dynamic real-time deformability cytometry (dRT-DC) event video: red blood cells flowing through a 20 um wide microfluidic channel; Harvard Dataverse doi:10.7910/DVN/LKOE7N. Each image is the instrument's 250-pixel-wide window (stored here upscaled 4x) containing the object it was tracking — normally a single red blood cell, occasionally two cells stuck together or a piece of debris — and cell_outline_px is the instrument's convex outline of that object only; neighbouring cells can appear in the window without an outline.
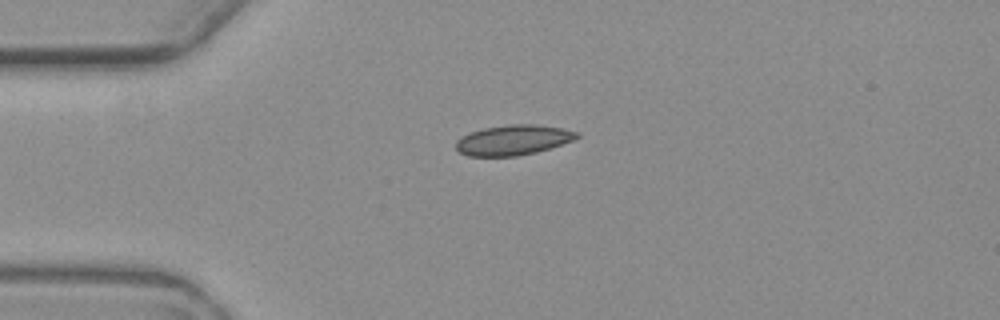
{"species": "common noctule bat (a hibernating species)", "species_latin": "Nyctalus noctula", "temperature_condition": "warm", "stored_images_in_passage": 2, "camera_frame_rate_fps": 3000, "um_per_image_px": 0.085, "animal": {"sex": "female", "body_mass_g": 19.3, "forearm_length_mm": 54.1}, "frame": {"image": 1, "passage_image": 1, "time_ms": 0.0, "image_size_px": [1000, 320], "cell_outline_px": [[580, 136], [572, 140], [536, 152], [516, 156], [468, 156], [460, 152], [456, 148], [456, 140], [460, 136], [484, 128], [508, 124], [536, 124], [560, 128], [580, 132]], "centroid_in_image_um": [43.6, 11.89], "position_along_channel_um": 41.4, "area_um2": 21.1}}